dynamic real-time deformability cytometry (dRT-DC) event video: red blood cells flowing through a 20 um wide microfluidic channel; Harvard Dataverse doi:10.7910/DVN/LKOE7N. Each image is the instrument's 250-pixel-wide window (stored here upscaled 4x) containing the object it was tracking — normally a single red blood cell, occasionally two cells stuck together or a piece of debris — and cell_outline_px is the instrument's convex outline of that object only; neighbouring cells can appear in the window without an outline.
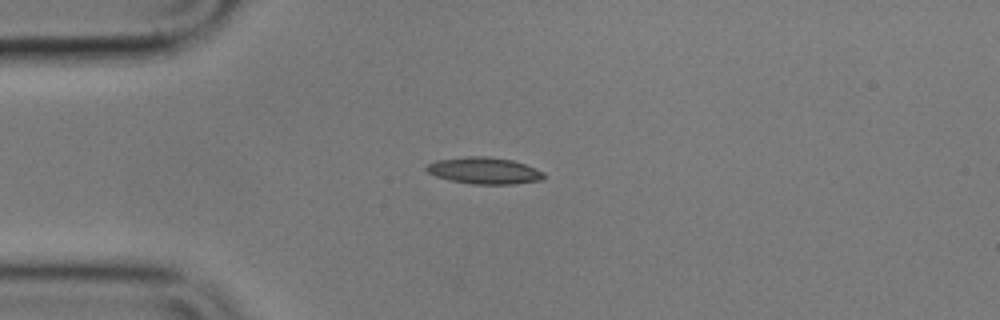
{"species": "common noctule bat (a hibernating species)", "species_latin": "Nyctalus noctula", "temperature_condition": "cold", "stored_images_in_passage": 7, "camera_frame_rate_fps": 3000, "um_per_image_px": 0.085, "animal": {"sex": "male", "body_mass_g": 17.9}, "frame": {"image": 1, "passage_image": 2, "time_ms": 1.0, "image_size_px": [1000, 320], "cell_outline_px": [[544, 180], [516, 184], [472, 184], [452, 180], [436, 176], [428, 172], [424, 168], [428, 164], [436, 160], [468, 156], [484, 156], [512, 160], [536, 168], [544, 172]], "centroid_in_image_um": [41.19, 14.51], "position_along_channel_um": 43.8, "area_um2": 18.21}}
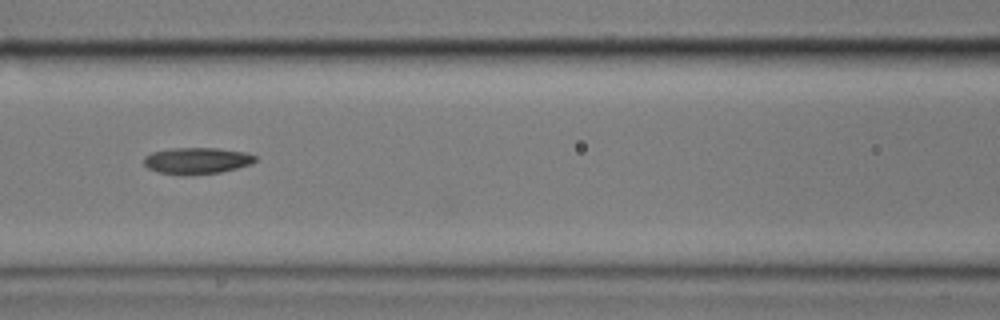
{"frame": {"image": 2, "passage_image": 5, "time_ms": 4.667, "image_size_px": [1000, 320], "cell_outline_px": [[256, 160], [252, 164], [220, 172], [184, 176], [180, 176], [156, 172], [148, 168], [144, 164], [144, 156], [152, 152], [172, 148], [216, 148], [248, 152], [256, 156]], "centroid_in_image_um": [16.72, 13.67], "position_along_channel_um": 149.9, "area_um2": 17.46}}
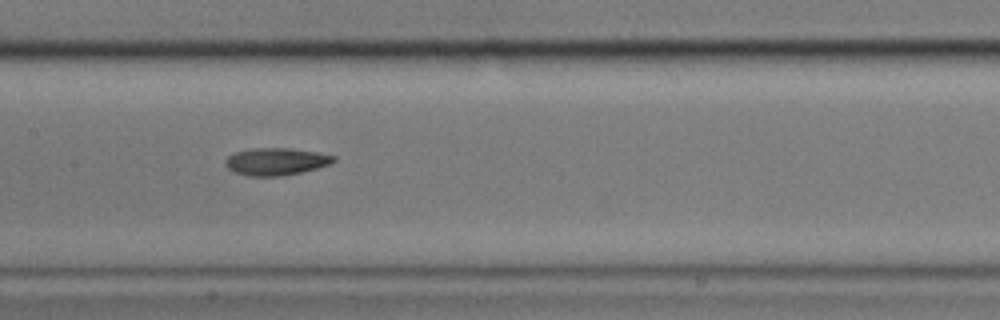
{"frame": {"image": 3, "passage_image": 6, "time_ms": 5.667, "image_size_px": [1000, 320], "cell_outline_px": [[336, 160], [332, 164], [300, 172], [280, 176], [248, 176], [236, 172], [228, 168], [224, 164], [224, 160], [232, 152], [252, 148], [288, 148], [316, 152], [336, 156]], "centroid_in_image_um": [23.44, 13.72], "position_along_channel_um": 184.0, "area_um2": 17.28}}